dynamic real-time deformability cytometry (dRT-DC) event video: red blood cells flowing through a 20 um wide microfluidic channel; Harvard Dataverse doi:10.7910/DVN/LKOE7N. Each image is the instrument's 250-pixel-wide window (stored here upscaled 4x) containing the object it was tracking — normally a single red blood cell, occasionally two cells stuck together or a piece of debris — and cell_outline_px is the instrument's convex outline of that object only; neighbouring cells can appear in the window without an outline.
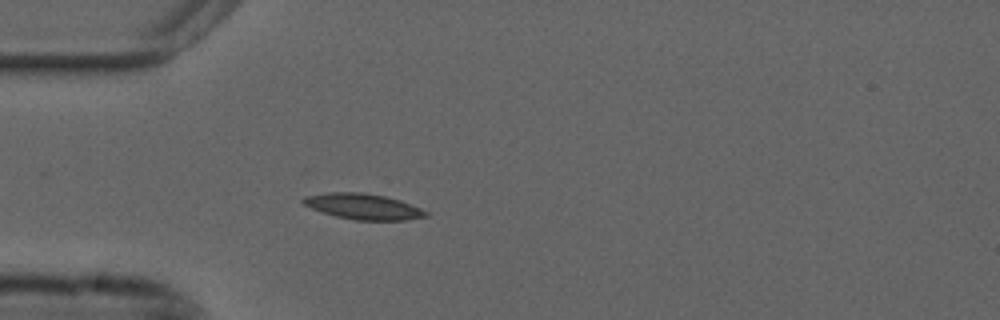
{"species": "common noctule bat (a hibernating species)", "species_latin": "Nyctalus noctula", "temperature_condition": "cold", "stored_images_in_passage": 42, "camera_frame_rate_fps": 3000, "um_per_image_px": 0.085, "animal": {"sex": "male", "forearm_length_mm": 52.5}, "frame": {"image": 1, "passage_image": 7, "time_ms": 2.0, "image_size_px": [1000, 320], "cell_outline_px": [[428, 216], [408, 220], [356, 220], [336, 216], [312, 208], [304, 204], [300, 200], [304, 196], [328, 192], [360, 192], [384, 196], [400, 200], [420, 208], [428, 212]], "centroid_in_image_um": [30.87, 17.55], "position_along_channel_um": 54.1, "area_um2": 18.26}}
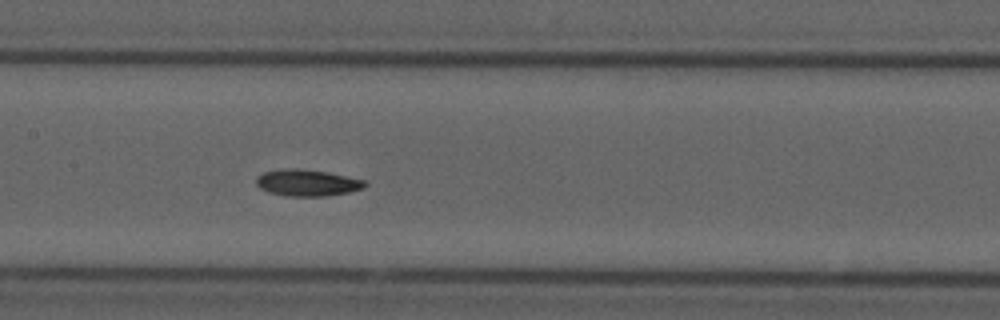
{"frame": {"image": 2, "passage_image": 18, "time_ms": 5.667, "image_size_px": [1000, 320], "cell_outline_px": [[368, 184], [364, 188], [348, 192], [324, 196], [288, 196], [268, 192], [260, 188], [256, 184], [256, 176], [264, 172], [292, 168], [296, 168], [328, 172], [364, 180]], "centroid_in_image_um": [26.11, 15.54], "position_along_channel_um": 181.3, "area_um2": 16.7}}
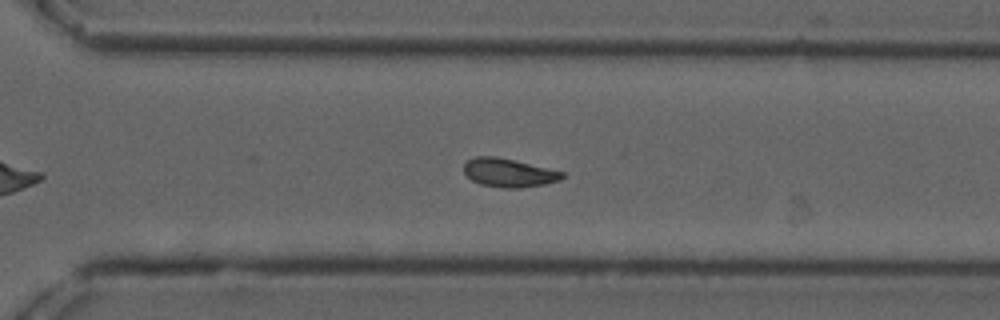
{"frame": {"image": 3, "passage_image": 30, "time_ms": 9.667, "image_size_px": [1000, 320], "cell_outline_px": [[564, 176], [560, 180], [544, 184], [520, 188], [504, 188], [480, 184], [472, 180], [464, 172], [464, 164], [468, 160], [476, 156], [496, 156], [564, 172]], "centroid_in_image_um": [43.23, 14.68], "position_along_channel_um": 327.4, "area_um2": 16.18}, "authors_computed_cell_mechanics": {"area_um2": 16.2418, "velocity_mm_per_s": 3.6657, "shape_relaxation_time_tau1_ms": null, "shape_relaxation_time_tau2_ms": 9.5714, "deformation_change_tau1": null, "deformation_change_tau2": 0.1335}}